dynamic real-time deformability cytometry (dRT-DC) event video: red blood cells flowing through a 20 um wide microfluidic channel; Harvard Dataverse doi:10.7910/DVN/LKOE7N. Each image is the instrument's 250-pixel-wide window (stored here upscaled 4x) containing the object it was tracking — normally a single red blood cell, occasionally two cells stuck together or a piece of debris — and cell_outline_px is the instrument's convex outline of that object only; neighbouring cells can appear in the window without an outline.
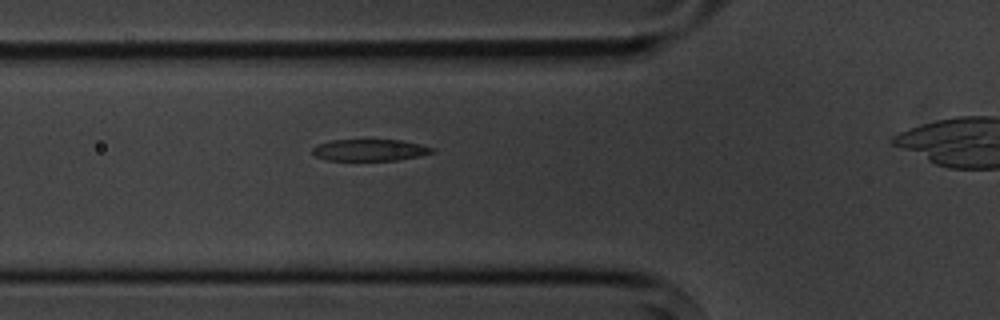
{"species": "common noctule bat (a hibernating species)", "species_latin": "Nyctalus noctula", "temperature_condition": "cold", "stored_images_in_passage": 6, "camera_frame_rate_fps": 3000, "um_per_image_px": 0.085, "animal": {"sex": "male", "body_mass_g": 20.1, "forearm_length_mm": 53.5}, "frame": {"image": 1, "passage_image": 5, "time_ms": 4.667, "image_size_px": [1000, 320], "cell_outline_px": [[436, 152], [420, 156], [396, 160], [324, 160], [316, 156], [312, 152], [312, 148], [316, 144], [328, 140], [400, 140], [420, 144], [436, 148]], "centroid_in_image_um": [31.43, 12.75], "position_along_channel_um": 94.4, "area_um2": 15.26}}